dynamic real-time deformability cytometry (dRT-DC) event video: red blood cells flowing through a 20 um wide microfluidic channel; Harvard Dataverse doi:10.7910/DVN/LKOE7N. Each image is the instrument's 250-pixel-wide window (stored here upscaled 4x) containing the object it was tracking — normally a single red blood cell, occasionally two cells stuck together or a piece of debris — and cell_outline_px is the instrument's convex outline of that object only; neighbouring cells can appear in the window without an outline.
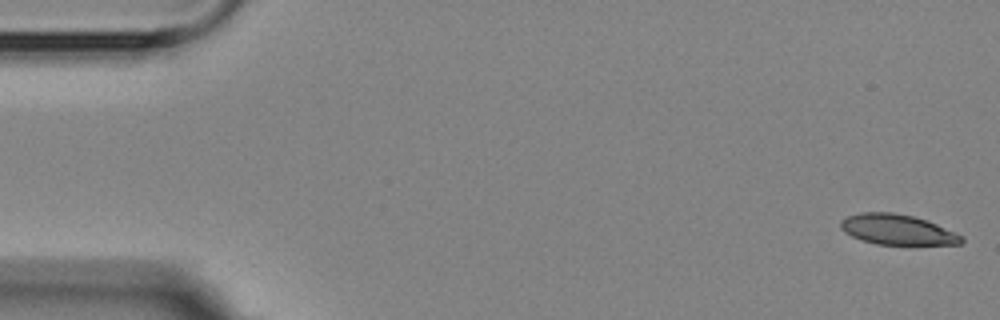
{"species": "Egyptian fruit bat (a non-hibernating species)", "species_latin": "Rousettus aegyptiacus", "temperature_condition": "room temperature", "stored_images_in_passage": 5, "camera_frame_rate_fps": 3000, "um_per_image_px": 0.085, "animal": {"sex": "female"}, "frame": {"image": 1, "passage_image": 1, "time_ms": 0.0, "image_size_px": [1000, 320], "cell_outline_px": [[964, 240], [960, 244], [876, 244], [860, 240], [844, 232], [840, 228], [840, 220], [848, 216], [860, 212], [892, 212], [912, 216], [936, 224], [956, 232], [964, 236]], "centroid_in_image_um": [76.25, 19.51], "position_along_channel_um": 8.8, "area_um2": 21.27}}
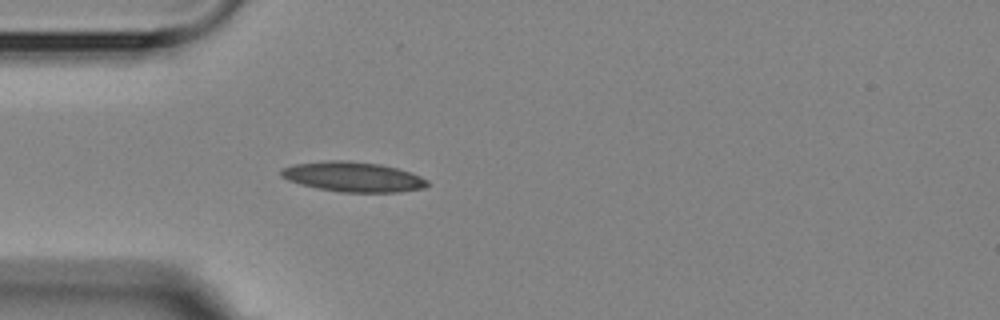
{"frame": {"image": 2, "passage_image": 5, "time_ms": 4.667, "image_size_px": [1000, 320], "cell_outline_px": [[428, 184], [424, 188], [400, 192], [340, 192], [316, 188], [300, 184], [288, 180], [280, 176], [280, 168], [292, 164], [328, 160], [348, 160], [380, 164], [412, 172], [428, 180]], "centroid_in_image_um": [29.98, 15.02], "position_along_channel_um": 55.0, "area_um2": 25.78}}